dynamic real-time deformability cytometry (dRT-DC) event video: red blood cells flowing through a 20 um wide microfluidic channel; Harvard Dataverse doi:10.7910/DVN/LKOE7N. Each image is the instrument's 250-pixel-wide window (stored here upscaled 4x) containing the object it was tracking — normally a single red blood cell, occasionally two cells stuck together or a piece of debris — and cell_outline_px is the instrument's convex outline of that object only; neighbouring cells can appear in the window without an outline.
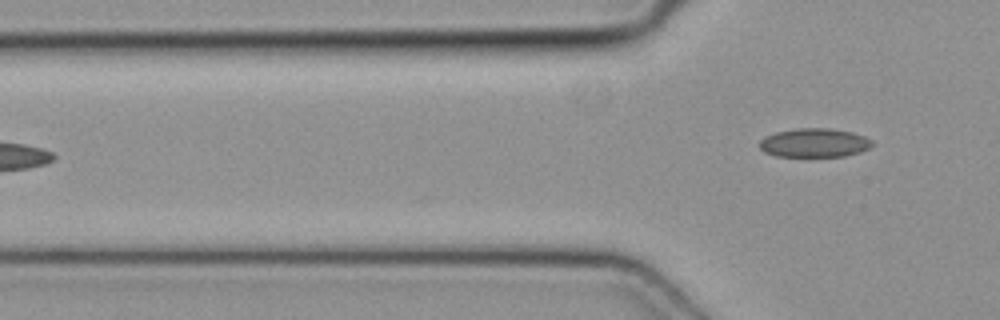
{"species": "common noctule bat (a hibernating species)", "species_latin": "Nyctalus noctula", "temperature_condition": "cold", "stored_images_in_passage": 4, "camera_frame_rate_fps": 3000, "um_per_image_px": 0.085, "animal": {"sex": "female", "body_mass_g": 19.3, "forearm_length_mm": 54.1}, "frame": {"image": 1, "passage_image": 4, "time_ms": 1.0, "image_size_px": [1000, 320], "cell_outline_px": [[872, 148], [860, 152], [844, 156], [776, 156], [764, 152], [760, 148], [760, 140], [764, 136], [776, 132], [796, 128], [828, 128], [852, 132], [864, 136], [872, 140]], "centroid_in_image_um": [69.23, 12.13], "position_along_channel_um": 56.6, "area_um2": 19.02}}